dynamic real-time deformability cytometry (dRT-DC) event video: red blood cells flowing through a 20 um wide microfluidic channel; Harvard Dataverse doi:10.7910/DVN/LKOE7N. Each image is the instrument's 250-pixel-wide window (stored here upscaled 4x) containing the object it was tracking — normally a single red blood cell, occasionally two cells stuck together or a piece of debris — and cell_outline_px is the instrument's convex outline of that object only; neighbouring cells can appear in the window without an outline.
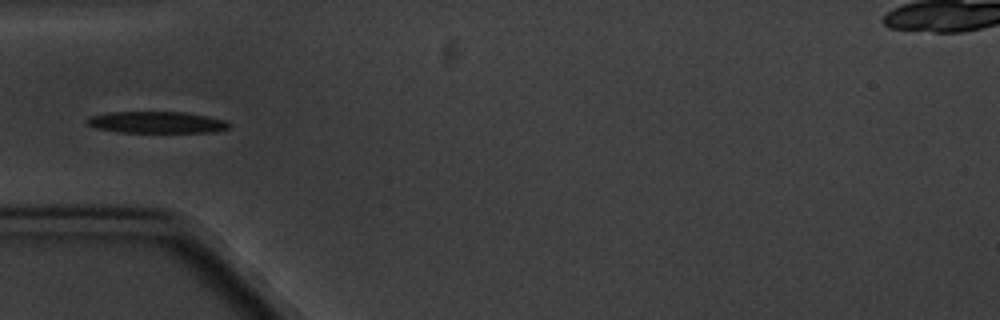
{"species": "common noctule bat (a hibernating species)", "species_latin": "Nyctalus noctula", "temperature_condition": "cold", "stored_images_in_passage": 9, "camera_frame_rate_fps": 3000, "um_per_image_px": 0.085, "animal": {"sex": "male", "body_mass_g": 20.1, "forearm_length_mm": 53.5}, "frame": {"image": 1, "passage_image": 6, "time_ms": 5.667, "image_size_px": [1000, 320], "cell_outline_px": [[232, 124], [228, 128], [216, 132], [120, 132], [96, 128], [84, 124], [84, 120], [88, 116], [108, 112], [184, 112], [208, 116], [224, 120]], "centroid_in_image_um": [13.27, 10.39], "position_along_channel_um": 71.7, "area_um2": 18.09}}